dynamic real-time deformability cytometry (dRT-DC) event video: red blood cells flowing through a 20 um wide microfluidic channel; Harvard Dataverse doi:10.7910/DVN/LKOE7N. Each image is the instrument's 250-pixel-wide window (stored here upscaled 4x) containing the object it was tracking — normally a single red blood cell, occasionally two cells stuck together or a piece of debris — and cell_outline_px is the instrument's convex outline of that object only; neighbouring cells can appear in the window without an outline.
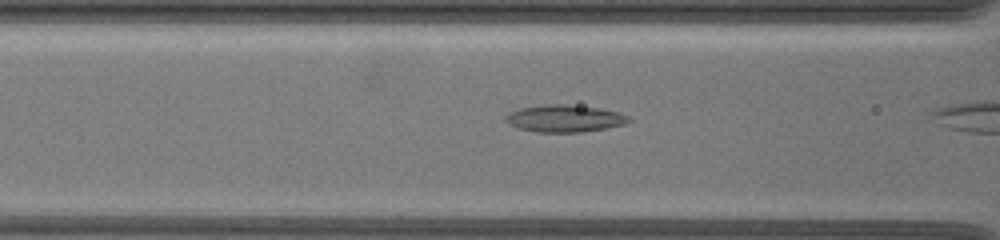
{"species": "common noctule bat (a hibernating species)", "species_latin": "Nyctalus noctula", "temperature_condition": "warm", "stored_images_in_passage": 12, "camera_frame_rate_fps": 3000, "um_per_image_px": 0.085, "animal": {"sex": "female", "body_mass_g": 19.5, "forearm_length_mm": 54.1}, "frame": {"image": 1, "passage_image": 10, "time_ms": 3.667, "image_size_px": [1000, 240], "cell_outline_px": [[632, 120], [624, 124], [604, 128], [580, 132], [536, 132], [516, 128], [508, 124], [504, 120], [504, 116], [520, 108], [552, 104], [568, 104], [600, 108], [616, 112], [628, 116]], "centroid_in_image_um": [47.95, 10.07], "position_along_channel_um": 118.6, "area_um2": 19.36}}